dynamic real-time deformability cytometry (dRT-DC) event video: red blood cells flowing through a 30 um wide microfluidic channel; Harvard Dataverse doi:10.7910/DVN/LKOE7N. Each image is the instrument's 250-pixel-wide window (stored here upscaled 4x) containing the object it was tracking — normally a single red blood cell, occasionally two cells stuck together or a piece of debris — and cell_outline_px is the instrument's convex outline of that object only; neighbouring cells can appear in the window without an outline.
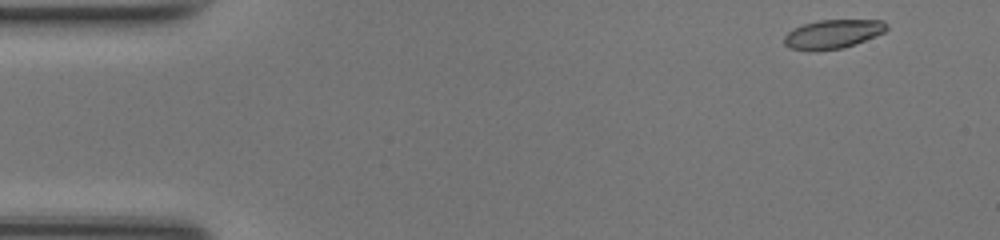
{"species": "common noctule bat (a hibernating species)", "species_latin": "Nyctalus noctula", "temperature_condition": "room temperature", "stored_images_in_passage": 46, "camera_frame_rate_fps": 3000, "um_per_image_px": 0.085, "animal": {"sex": "female", "body_mass_g": 17.0, "forearm_length_mm": 48.0}, "frame": {"image": 1, "passage_image": 1, "time_ms": 0.0, "image_size_px": [1000, 240], "cell_outline_px": [[888, 28], [884, 32], [876, 36], [844, 48], [812, 52], [808, 52], [788, 48], [784, 44], [784, 36], [792, 28], [804, 24], [820, 20], [880, 20], [888, 24]], "centroid_in_image_um": [70.75, 2.92], "position_along_channel_um": 14.3, "area_um2": 17.57}}
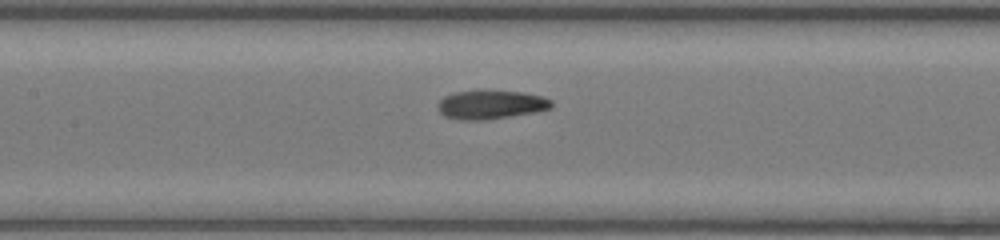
{"frame": {"image": 2, "passage_image": 20, "time_ms": 6.333, "image_size_px": [1000, 240], "cell_outline_px": [[552, 108], [536, 112], [484, 120], [460, 120], [444, 116], [440, 112], [440, 100], [444, 96], [456, 92], [520, 92], [540, 96], [552, 100]], "centroid_in_image_um": [41.75, 8.92], "position_along_channel_um": 165.7, "area_um2": 18.44}}
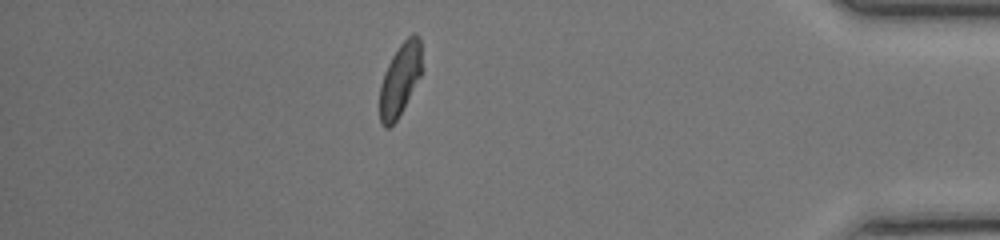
{"frame": {"image": 3, "passage_image": 40, "time_ms": 13.0, "image_size_px": [1000, 240], "cell_outline_px": [[420, 76], [396, 120], [388, 128], [384, 128], [380, 124], [380, 84], [384, 72], [392, 56], [400, 44], [412, 32], [416, 32], [420, 36]], "centroid_in_image_um": [33.97, 6.73], "position_along_channel_um": 401.2, "area_um2": 17.46}, "authors_computed_cell_mechanics": {"area_um2": 18.3804, "velocity_mm_per_s": 4.2197, "shape_relaxation_time_tau1_ms": 3.4963, "shape_relaxation_time_tau2_ms": 1.6912, "deformation_change_tau1": 0.1358, "deformation_change_tau2": 0.0812}}